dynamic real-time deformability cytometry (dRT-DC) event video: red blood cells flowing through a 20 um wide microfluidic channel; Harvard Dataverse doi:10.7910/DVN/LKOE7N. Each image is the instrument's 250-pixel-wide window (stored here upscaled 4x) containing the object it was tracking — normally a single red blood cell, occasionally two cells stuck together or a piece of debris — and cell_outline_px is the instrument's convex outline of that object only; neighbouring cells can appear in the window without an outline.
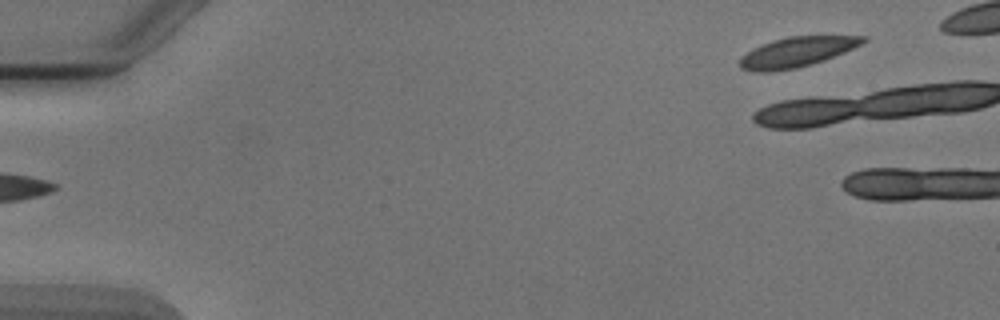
{"species": "Egyptian fruit bat (a non-hibernating species)", "species_latin": "Rousettus aegyptiacus", "temperature_condition": "cold", "stored_images_in_passage": 5, "camera_frame_rate_fps": 3000, "um_per_image_px": 0.085, "animal": {"sex": "male"}, "frame": {"image": 1, "passage_image": 5, "time_ms": 4.667, "image_size_px": [1000, 320], "cell_outline_px": [[868, 40], [844, 52], [824, 60], [796, 68], [768, 72], [756, 72], [740, 68], [740, 56], [752, 48], [760, 44], [772, 40], [788, 36], [868, 36]], "centroid_in_image_um": [67.68, 4.42], "position_along_channel_um": 17.3, "area_um2": 21.5}}